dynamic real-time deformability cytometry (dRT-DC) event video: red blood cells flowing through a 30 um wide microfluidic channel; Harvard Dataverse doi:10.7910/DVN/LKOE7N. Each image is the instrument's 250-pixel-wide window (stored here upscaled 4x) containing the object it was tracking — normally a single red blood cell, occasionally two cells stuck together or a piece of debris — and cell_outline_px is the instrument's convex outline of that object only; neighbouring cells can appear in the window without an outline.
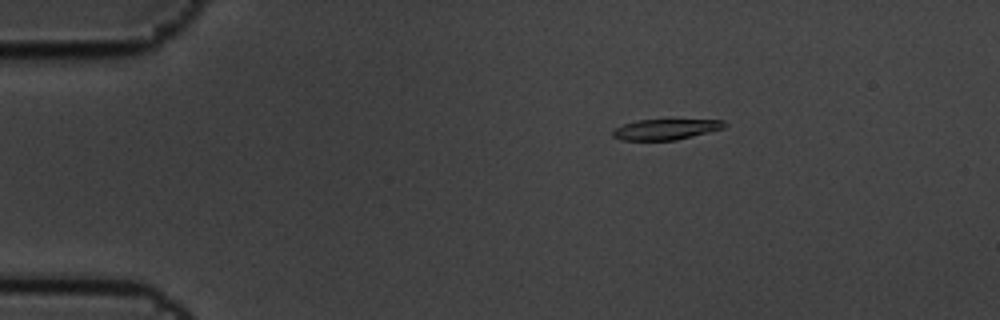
{"species": "common noctule bat (a hibernating species)", "species_latin": "Nyctalus noctula", "temperature_condition": "cold", "stored_images_in_passage": 12, "camera_frame_rate_fps": 3000, "um_per_image_px": 0.085, "animal": {"sex": "male", "body_mass_g": 19.5, "forearm_length_mm": 54.6}, "frame": {"image": 1, "passage_image": 2, "time_ms": 0.333, "image_size_px": [1000, 320], "cell_outline_px": [[728, 124], [724, 128], [676, 140], [620, 140], [612, 136], [612, 132], [616, 128], [624, 124], [636, 120], [724, 120]], "centroid_in_image_um": [56.58, 10.99], "position_along_channel_um": 28.4, "area_um2": 13.29}}
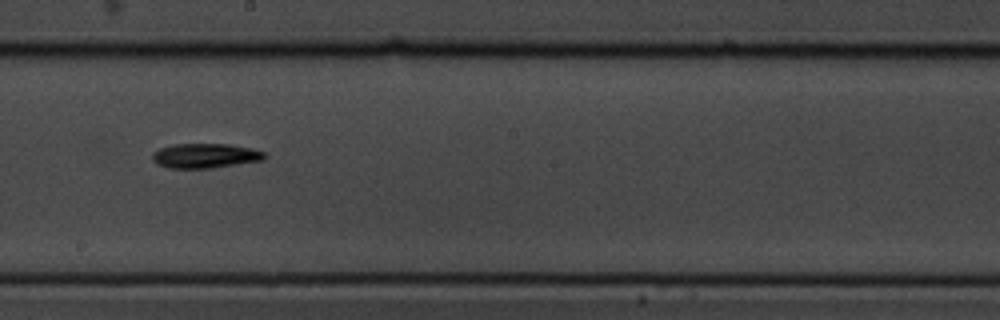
{"frame": {"image": 2, "passage_image": 8, "time_ms": 2.333, "image_size_px": [1000, 320], "cell_outline_px": [[268, 156], [264, 160], [212, 168], [168, 168], [156, 164], [152, 160], [152, 152], [160, 148], [176, 144], [228, 144], [252, 148], [264, 152]], "centroid_in_image_um": [17.45, 13.24], "position_along_channel_um": 230.8, "area_um2": 16.24}}
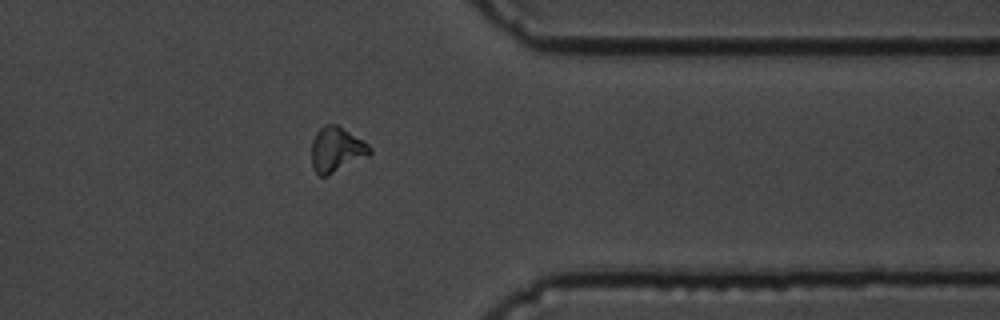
{"frame": {"image": 3, "passage_image": 12, "time_ms": 3.667, "image_size_px": [1000, 320], "cell_outline_px": [[372, 152], [368, 156], [328, 176], [320, 176], [312, 168], [312, 140], [316, 132], [324, 124], [336, 124], [368, 144], [372, 148]], "centroid_in_image_um": [28.59, 12.73], "position_along_channel_um": 382.8, "area_um2": 15.26}}